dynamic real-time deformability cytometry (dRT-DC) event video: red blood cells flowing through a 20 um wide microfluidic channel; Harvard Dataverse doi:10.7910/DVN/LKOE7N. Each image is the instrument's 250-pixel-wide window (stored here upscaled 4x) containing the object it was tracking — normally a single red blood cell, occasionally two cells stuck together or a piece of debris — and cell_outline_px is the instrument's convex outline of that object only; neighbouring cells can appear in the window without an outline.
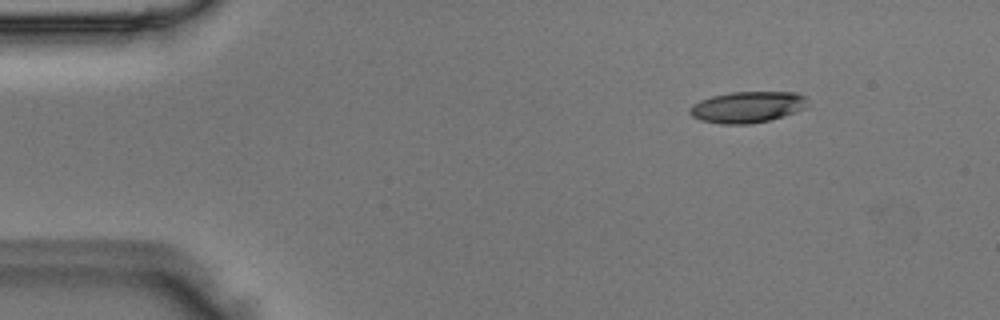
{"species": "Egyptian fruit bat (a non-hibernating species)", "species_latin": "Rousettus aegyptiacus", "temperature_condition": "room temperature", "stored_images_in_passage": 3, "camera_frame_rate_fps": 3000, "um_per_image_px": 0.085, "animal": {"sex": "male"}, "frame": {"image": 1, "passage_image": 1, "time_ms": 0.0, "image_size_px": [1000, 320], "cell_outline_px": [[808, 104], [804, 108], [784, 116], [768, 120], [748, 124], [720, 124], [700, 120], [692, 116], [688, 112], [688, 108], [692, 104], [700, 100], [712, 96], [732, 92], [796, 92], [804, 96]], "centroid_in_image_um": [63.48, 9.1], "position_along_channel_um": 21.5, "area_um2": 21.44}}